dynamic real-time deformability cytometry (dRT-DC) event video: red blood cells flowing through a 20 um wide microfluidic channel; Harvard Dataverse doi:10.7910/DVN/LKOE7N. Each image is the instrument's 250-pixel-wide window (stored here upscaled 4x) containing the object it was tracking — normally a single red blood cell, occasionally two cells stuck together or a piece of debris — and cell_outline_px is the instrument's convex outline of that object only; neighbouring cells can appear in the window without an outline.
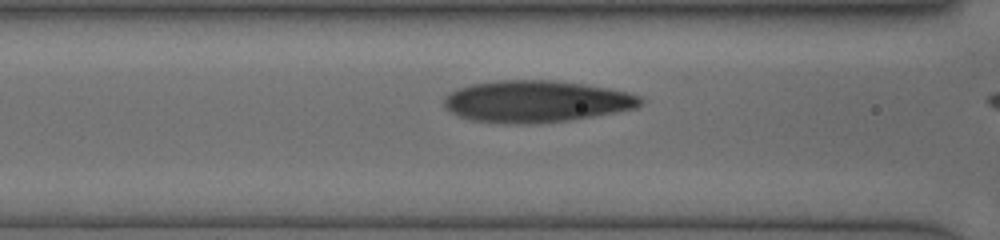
{"species": "human", "species_latin": "Homo sapiens", "temperature_condition": "cold", "stored_images_in_passage": 20, "camera_frame_rate_fps": 3000, "um_per_image_px": 0.085, "donor": {"sex": "female"}, "frame": {"image": 1, "passage_image": 16, "time_ms": 3.0, "image_size_px": [1000, 240], "cell_outline_px": [[644, 100], [636, 108], [592, 116], [568, 120], [540, 124], [512, 124], [472, 120], [456, 116], [444, 108], [444, 96], [448, 92], [472, 84], [496, 80], [552, 80], [584, 84], [608, 88], [628, 92], [640, 96]], "centroid_in_image_um": [45.53, 8.62], "position_along_channel_um": 121.1, "area_um2": 48.03}}